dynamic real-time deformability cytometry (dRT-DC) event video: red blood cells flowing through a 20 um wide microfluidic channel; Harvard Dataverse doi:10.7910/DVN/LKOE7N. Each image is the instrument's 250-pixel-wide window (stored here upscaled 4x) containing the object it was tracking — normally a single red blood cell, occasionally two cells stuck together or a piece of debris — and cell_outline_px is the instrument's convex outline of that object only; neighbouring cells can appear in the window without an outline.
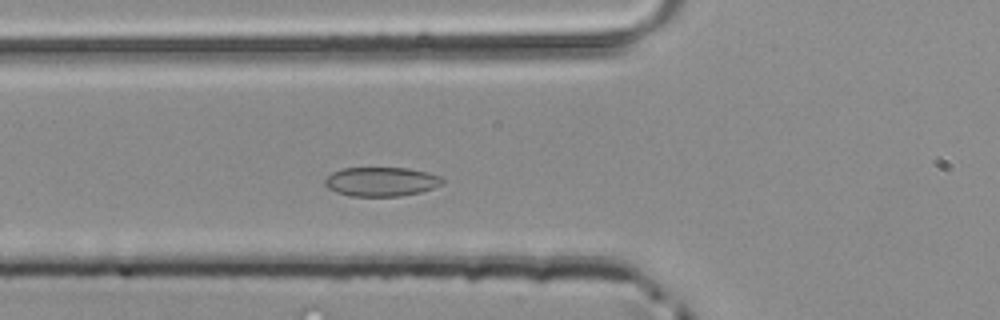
{"species": "common noctule bat (a hibernating species)", "species_latin": "Nyctalus noctula", "temperature_condition": "room temperature", "stored_images_in_passage": 43, "camera_frame_rate_fps": 3000, "um_per_image_px": 0.085, "animal": {"sex": "male", "body_mass_g": 20.4}, "frame": {"image": 1, "passage_image": 12, "time_ms": 3.667, "image_size_px": [1000, 320], "cell_outline_px": [[444, 184], [420, 192], [400, 196], [352, 196], [336, 192], [328, 188], [324, 184], [324, 180], [332, 172], [344, 168], [408, 168], [428, 172], [444, 176]], "centroid_in_image_um": [32.45, 15.43], "position_along_channel_um": 93.4, "area_um2": 20.11}}
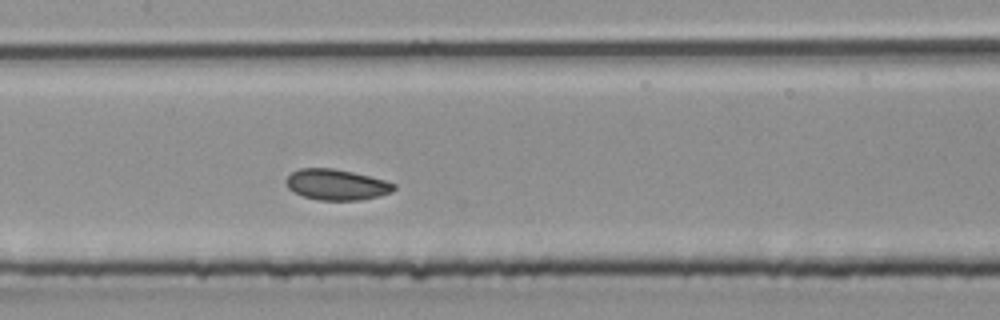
{"frame": {"image": 2, "passage_image": 18, "time_ms": 5.667, "image_size_px": [1000, 320], "cell_outline_px": [[396, 188], [392, 192], [380, 196], [360, 200], [320, 200], [304, 196], [288, 188], [284, 180], [292, 172], [300, 168], [332, 168], [352, 172], [384, 180], [396, 184]], "centroid_in_image_um": [28.61, 15.69], "position_along_channel_um": 178.8, "area_um2": 19.25}}
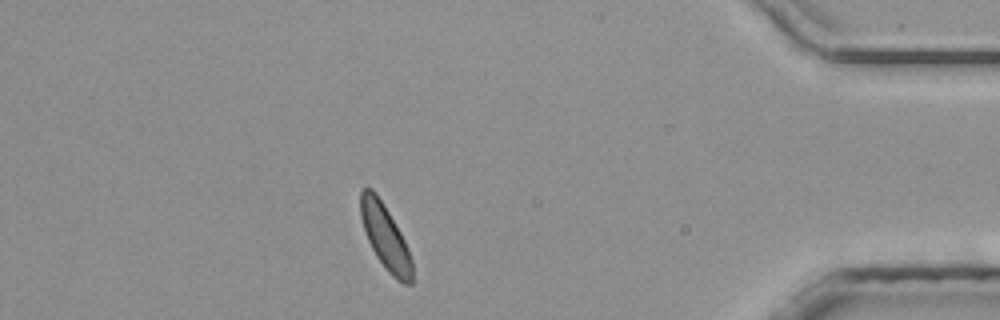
{"frame": {"image": 3, "passage_image": 37, "time_ms": 12.0, "image_size_px": [1000, 320], "cell_outline_px": [[412, 284], [404, 284], [396, 280], [384, 268], [376, 256], [368, 240], [360, 216], [360, 188], [372, 188], [388, 212], [400, 232], [408, 248], [412, 260]], "centroid_in_image_um": [32.74, 20.17], "position_along_channel_um": 402.5, "area_um2": 19.25}}